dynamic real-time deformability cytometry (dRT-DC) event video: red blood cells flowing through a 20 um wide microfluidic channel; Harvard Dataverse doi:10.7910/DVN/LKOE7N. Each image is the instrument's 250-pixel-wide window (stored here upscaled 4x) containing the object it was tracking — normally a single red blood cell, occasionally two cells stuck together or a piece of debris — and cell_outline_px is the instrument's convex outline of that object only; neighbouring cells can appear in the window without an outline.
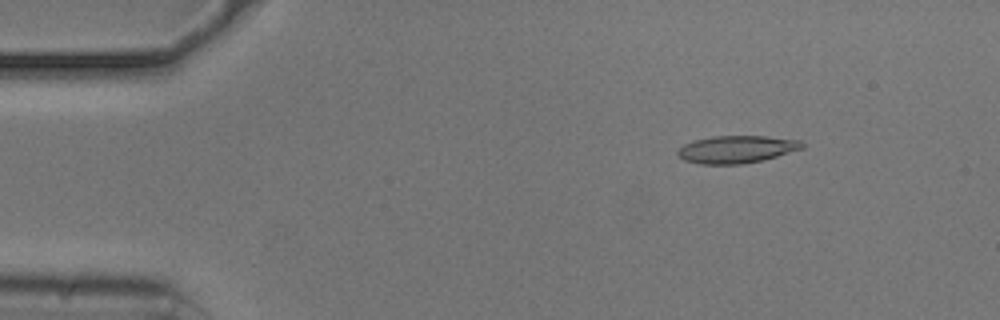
{"species": "common noctule bat (a hibernating species)", "species_latin": "Nyctalus noctula", "temperature_condition": "cold", "stored_images_in_passage": 53, "camera_frame_rate_fps": 3000, "um_per_image_px": 0.085, "animal": {"sex": "male", "body_mass_g": 20.5, "forearm_length_mm": 52.5}, "frame": {"image": 1, "passage_image": 7, "time_ms": 2.0, "image_size_px": [1000, 320], "cell_outline_px": [[804, 148], [764, 160], [744, 164], [700, 164], [684, 160], [676, 152], [684, 144], [692, 140], [712, 136], [764, 136], [800, 140], [804, 144]], "centroid_in_image_um": [62.61, 12.69], "position_along_channel_um": 22.4, "area_um2": 20.0}}
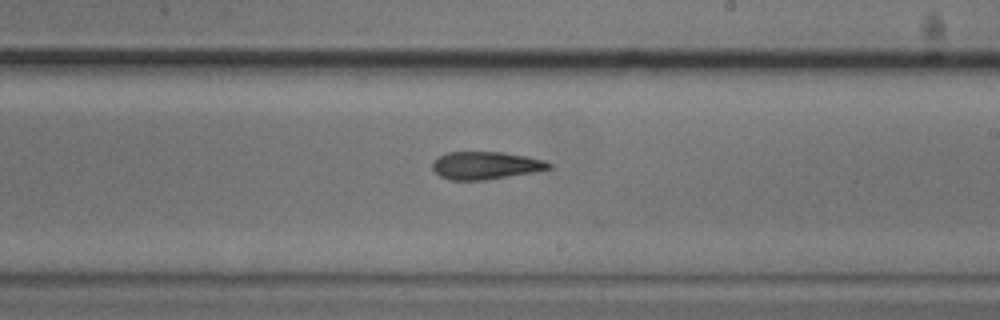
{"frame": {"image": 2, "passage_image": 31, "time_ms": 10.0, "image_size_px": [1000, 320], "cell_outline_px": [[552, 168], [536, 172], [484, 180], [448, 180], [440, 176], [432, 168], [432, 160], [436, 156], [448, 152], [504, 152], [528, 156], [544, 160], [552, 164]], "centroid_in_image_um": [41.27, 14.06], "position_along_channel_um": 247.7, "area_um2": 19.07}}
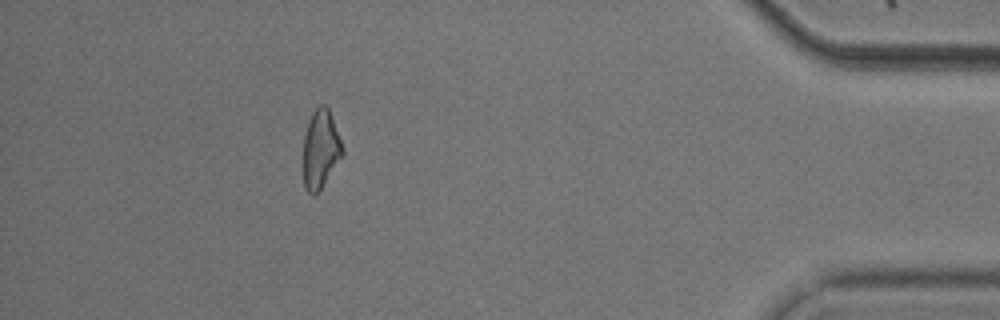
{"frame": {"image": 3, "passage_image": 48, "time_ms": 15.667, "image_size_px": [1000, 320], "cell_outline_px": [[344, 152], [320, 188], [312, 196], [304, 188], [304, 136], [308, 120], [312, 112], [320, 104], [324, 104], [328, 108], [344, 148]], "centroid_in_image_um": [27.23, 12.64], "position_along_channel_um": 408.0, "area_um2": 17.51}, "authors_computed_cell_mechanics": {"area_um2": 19.1318, "velocity_mm_per_s": 3.7496, "shape_relaxation_time_tau1_ms": 9.163, "shape_relaxation_time_tau2_ms": 7.6097, "deformation_change_tau1": 0.2218, "deformation_change_tau2": 0.2096}}